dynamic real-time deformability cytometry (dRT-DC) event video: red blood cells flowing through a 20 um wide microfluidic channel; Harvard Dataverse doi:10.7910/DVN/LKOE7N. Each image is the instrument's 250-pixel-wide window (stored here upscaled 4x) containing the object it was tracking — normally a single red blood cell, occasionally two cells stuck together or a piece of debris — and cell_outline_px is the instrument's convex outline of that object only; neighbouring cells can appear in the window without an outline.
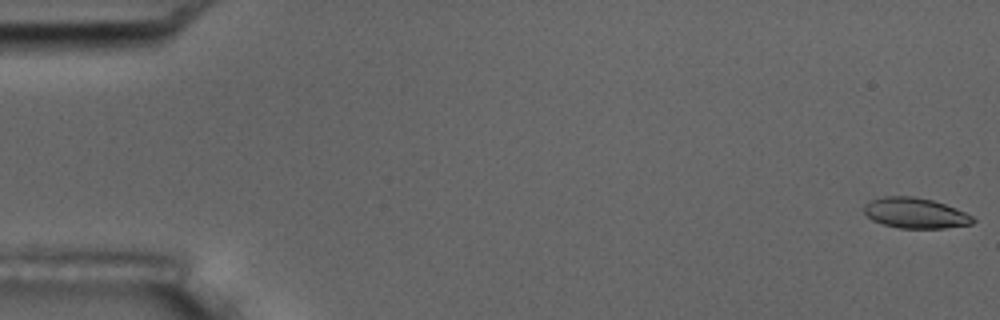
{"species": "common noctule bat (a hibernating species)", "species_latin": "Nyctalus noctula", "temperature_condition": "room temperature", "stored_images_in_passage": 10, "camera_frame_rate_fps": 3000, "um_per_image_px": 0.085, "animal": {"sex": "male", "body_mass_g": 17.5, "forearm_length_mm": 52.3}, "frame": {"image": 1, "passage_image": 1, "time_ms": 0.0, "image_size_px": [1000, 320], "cell_outline_px": [[976, 220], [972, 224], [944, 228], [900, 228], [884, 224], [872, 220], [864, 212], [864, 204], [872, 200], [884, 196], [912, 196], [932, 200], [956, 208], [972, 216]], "centroid_in_image_um": [77.8, 18.11], "position_along_channel_um": 7.2, "area_um2": 19.19}}
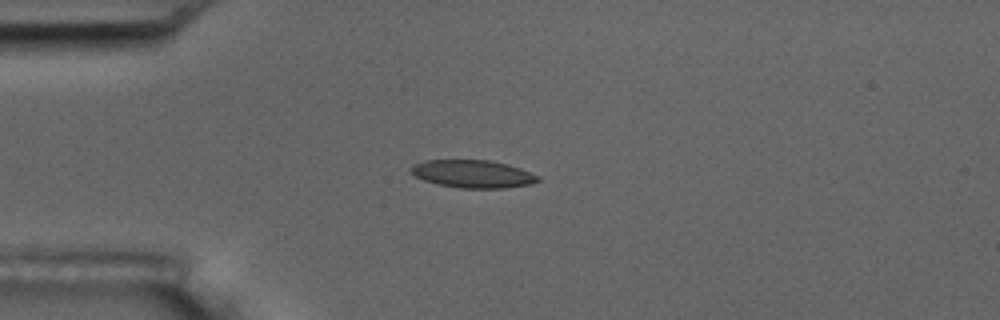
{"frame": {"image": 2, "passage_image": 5, "time_ms": 4.667, "image_size_px": [1000, 320], "cell_outline_px": [[540, 180], [532, 184], [504, 188], [460, 188], [440, 184], [424, 180], [408, 172], [408, 168], [412, 164], [424, 160], [488, 160], [508, 164], [520, 168], [540, 176]], "centroid_in_image_um": [40.17, 14.77], "position_along_channel_um": 44.8, "area_um2": 20.69}}
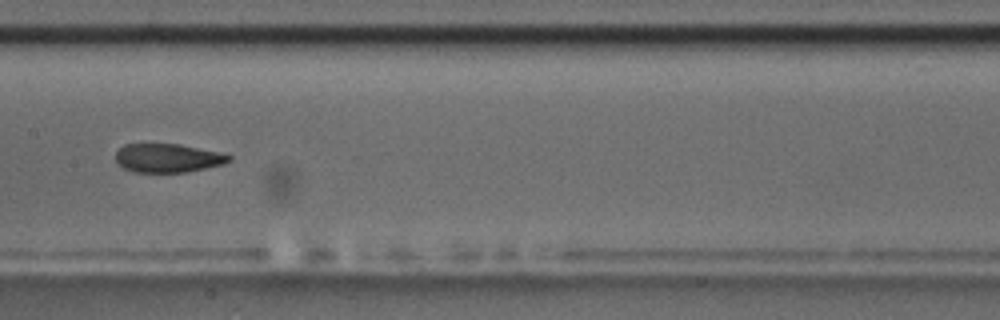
{"frame": {"image": 3, "passage_image": 9, "time_ms": 9.333, "image_size_px": [1000, 320], "cell_outline_px": [[232, 160], [224, 164], [188, 172], [136, 172], [124, 168], [116, 160], [116, 152], [124, 144], [180, 144], [216, 152], [232, 156]], "centroid_in_image_um": [14.27, 13.44], "position_along_channel_um": 193.1, "area_um2": 18.79}}